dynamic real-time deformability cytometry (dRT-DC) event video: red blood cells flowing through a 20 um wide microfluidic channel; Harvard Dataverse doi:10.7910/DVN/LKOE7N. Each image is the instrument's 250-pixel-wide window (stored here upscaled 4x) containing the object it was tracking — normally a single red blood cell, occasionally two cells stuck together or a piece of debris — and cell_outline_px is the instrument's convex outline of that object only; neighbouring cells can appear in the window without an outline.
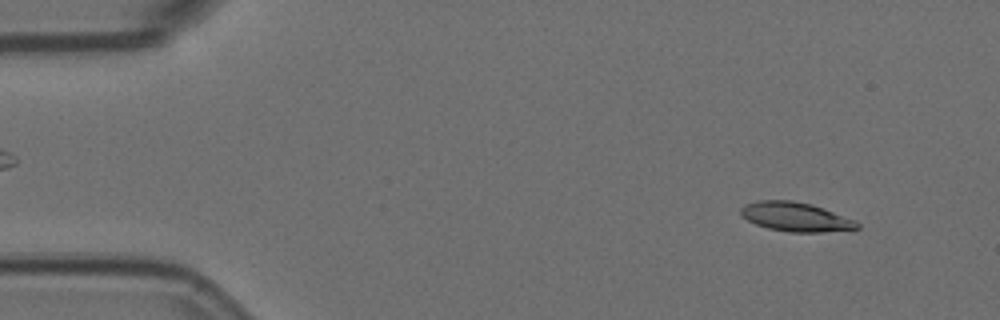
{"species": "Egyptian fruit bat (a non-hibernating species)", "species_latin": "Rousettus aegyptiacus", "temperature_condition": "room temperature", "stored_images_in_passage": 20, "camera_frame_rate_fps": 3000, "um_per_image_px": 0.085, "animal": {"sex": "female"}, "frame": {"image": 1, "passage_image": 5, "time_ms": 1.333, "image_size_px": [1000, 320], "cell_outline_px": [[860, 228], [820, 232], [788, 232], [768, 228], [756, 224], [748, 220], [740, 212], [740, 208], [744, 204], [756, 200], [792, 200], [812, 204], [824, 208], [856, 220], [860, 224]], "centroid_in_image_um": [67.63, 18.42], "position_along_channel_um": 17.4, "area_um2": 19.83}}
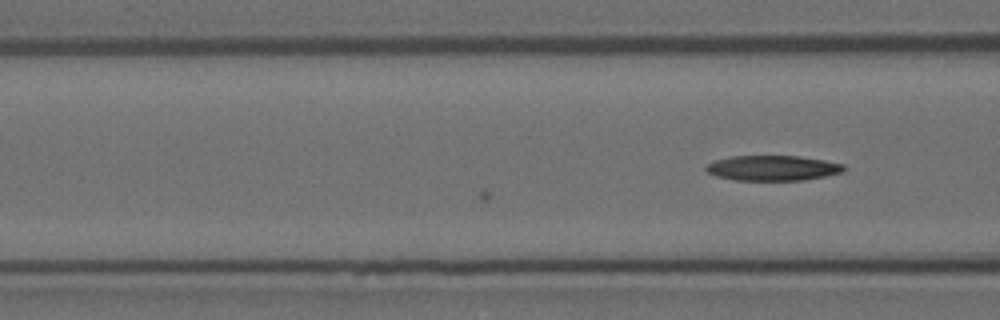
{"frame": {"image": 2, "passage_image": 20, "time_ms": 6.333, "image_size_px": [1000, 320], "cell_outline_px": [[848, 168], [844, 172], [804, 180], [736, 180], [716, 176], [708, 172], [704, 168], [708, 164], [716, 160], [732, 156], [800, 156], [824, 160], [844, 164]], "centroid_in_image_um": [65.73, 14.28], "position_along_channel_um": 100.9, "area_um2": 20.23}}